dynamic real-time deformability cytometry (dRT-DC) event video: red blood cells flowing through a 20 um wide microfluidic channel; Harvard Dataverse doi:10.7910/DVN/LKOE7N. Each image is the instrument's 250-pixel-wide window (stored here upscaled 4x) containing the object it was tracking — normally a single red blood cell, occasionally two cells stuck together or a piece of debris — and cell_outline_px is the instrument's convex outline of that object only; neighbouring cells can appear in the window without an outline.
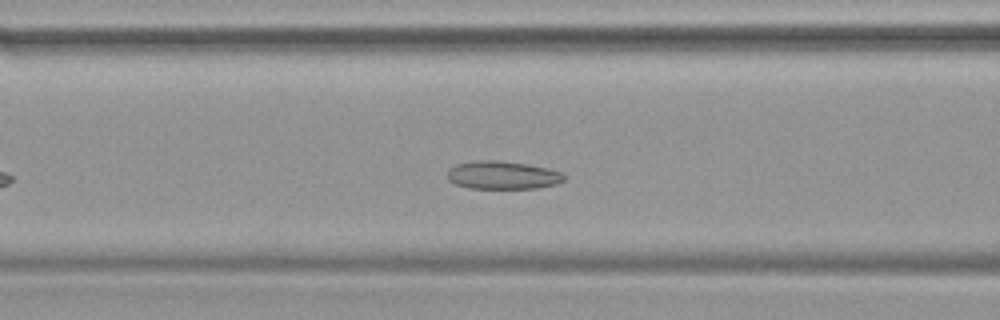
{"species": "common noctule bat (a hibernating species)", "species_latin": "Nyctalus noctula", "temperature_condition": "warm", "stored_images_in_passage": 31, "camera_frame_rate_fps": 3000, "um_per_image_px": 0.085, "animal": {"sex": "female", "body_mass_g": 19.9}, "frame": {"image": 1, "passage_image": 11, "time_ms": 3.333, "image_size_px": [1000, 320], "cell_outline_px": [[568, 176], [564, 180], [556, 184], [536, 188], [468, 188], [456, 184], [448, 180], [448, 168], [456, 164], [476, 160], [496, 160], [528, 164], [548, 168], [564, 172]], "centroid_in_image_um": [42.75, 14.88], "position_along_channel_um": 123.8, "area_um2": 19.31}}
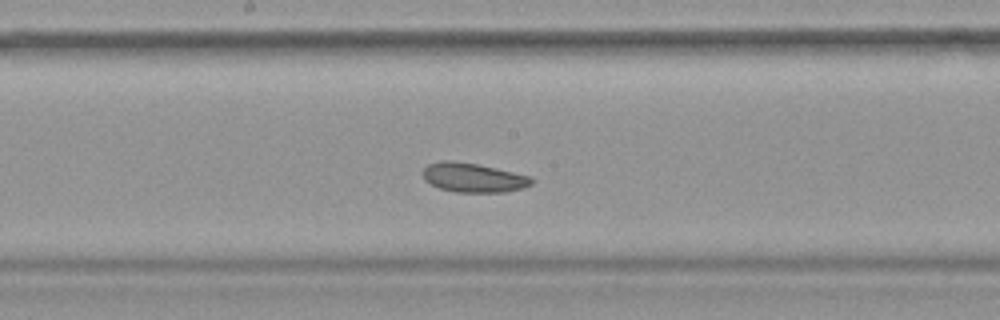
{"frame": {"image": 2, "passage_image": 17, "time_ms": 5.333, "image_size_px": [1000, 320], "cell_outline_px": [[532, 184], [524, 188], [504, 192], [456, 192], [440, 188], [424, 180], [424, 168], [428, 164], [440, 160], [452, 160], [476, 164], [532, 176]], "centroid_in_image_um": [40.24, 15.09], "position_along_channel_um": 208.0, "area_um2": 18.44}}
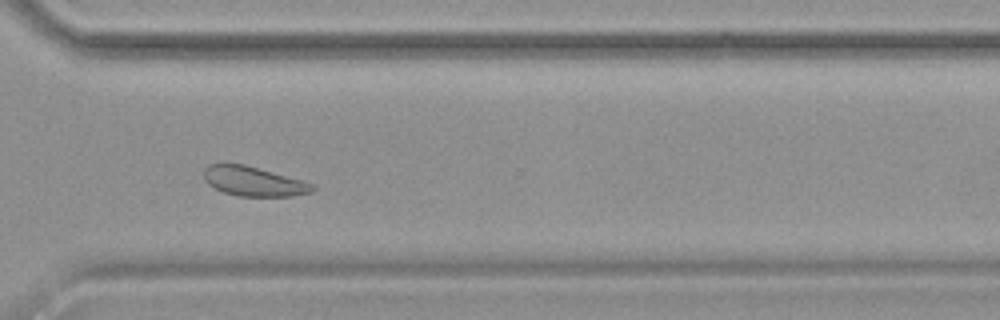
{"frame": {"image": 3, "passage_image": 27, "time_ms": 8.667, "image_size_px": [1000, 320], "cell_outline_px": [[316, 188], [312, 192], [292, 196], [240, 196], [224, 192], [208, 184], [204, 180], [204, 168], [208, 164], [224, 160], [244, 164], [300, 180], [312, 184]], "centroid_in_image_um": [21.46, 15.37], "position_along_channel_um": 349.1, "area_um2": 18.9}}